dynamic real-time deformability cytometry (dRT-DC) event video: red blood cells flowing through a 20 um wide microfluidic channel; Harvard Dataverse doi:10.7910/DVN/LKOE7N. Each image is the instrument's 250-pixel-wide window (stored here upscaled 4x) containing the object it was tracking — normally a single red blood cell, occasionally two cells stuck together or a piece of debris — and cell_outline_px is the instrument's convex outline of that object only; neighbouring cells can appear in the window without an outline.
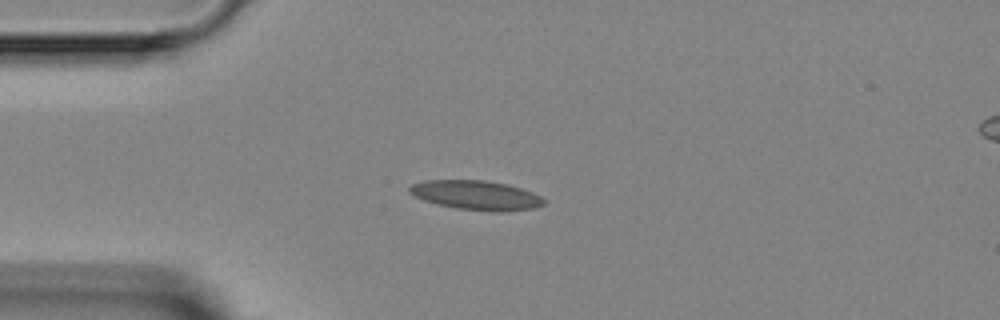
{"species": "Egyptian fruit bat (a non-hibernating species)", "species_latin": "Rousettus aegyptiacus", "temperature_condition": "room temperature", "stored_images_in_passage": 5, "camera_frame_rate_fps": 3000, "um_per_image_px": 0.085, "animal": {"sex": "female"}, "frame": {"image": 1, "passage_image": 4, "time_ms": 3.667, "image_size_px": [1000, 320], "cell_outline_px": [[548, 200], [544, 204], [532, 208], [500, 212], [496, 212], [456, 208], [436, 204], [424, 200], [408, 192], [408, 188], [412, 184], [424, 180], [484, 180], [504, 184], [520, 188], [532, 192]], "centroid_in_image_um": [40.46, 16.59], "position_along_channel_um": 44.5, "area_um2": 22.89}}